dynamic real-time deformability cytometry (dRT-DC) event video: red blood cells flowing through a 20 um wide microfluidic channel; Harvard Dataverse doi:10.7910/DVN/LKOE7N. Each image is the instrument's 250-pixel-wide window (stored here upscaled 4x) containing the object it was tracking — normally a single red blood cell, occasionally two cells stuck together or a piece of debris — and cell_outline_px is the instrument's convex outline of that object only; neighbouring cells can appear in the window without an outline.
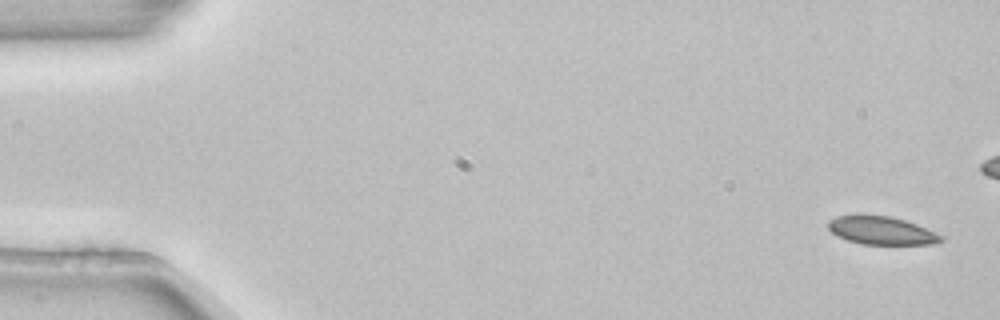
{"species": "common noctule bat (a hibernating species)", "species_latin": "Nyctalus noctula", "temperature_condition": "room temperature", "stored_images_in_passage": 5, "camera_frame_rate_fps": 3000, "um_per_image_px": 0.085, "animal": {"sex": "female", "body_mass_g": 22.7, "forearm_length_mm": 54.2}, "frame": {"image": 1, "passage_image": 1, "time_ms": 0.0, "image_size_px": [1000, 320], "cell_outline_px": [[944, 240], [932, 244], [860, 244], [848, 240], [832, 232], [828, 228], [828, 220], [836, 216], [892, 216], [916, 224], [944, 236]], "centroid_in_image_um": [74.95, 19.61], "position_along_channel_um": 10.0, "area_um2": 18.15}}